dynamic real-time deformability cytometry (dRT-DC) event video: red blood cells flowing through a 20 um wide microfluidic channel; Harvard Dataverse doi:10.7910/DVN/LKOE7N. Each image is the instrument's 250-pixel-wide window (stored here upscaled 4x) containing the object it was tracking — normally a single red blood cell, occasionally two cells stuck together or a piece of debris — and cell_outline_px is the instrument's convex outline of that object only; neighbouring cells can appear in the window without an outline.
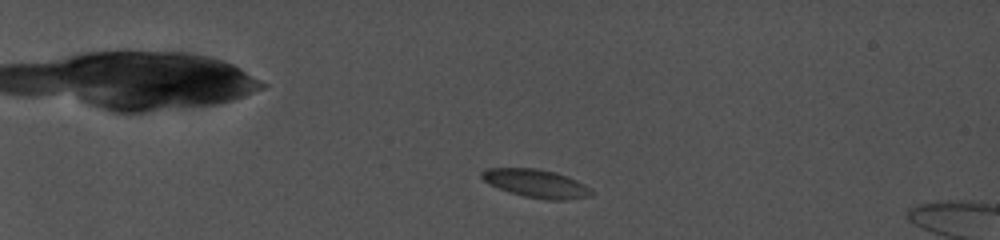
{"species": "common noctule bat (a hibernating species)", "species_latin": "Nyctalus noctula", "temperature_condition": "cold", "stored_images_in_passage": 53, "camera_frame_rate_fps": 5000, "um_per_image_px": 0.085, "animal": {"sex": "female", "body_mass_g": 19.0, "forearm_length_mm": 56.7}, "frame": {"image": 1, "passage_image": 9, "time_ms": 2.4, "image_size_px": [1000, 240], "cell_outline_px": [[596, 192], [592, 196], [564, 200], [548, 200], [524, 196], [508, 192], [488, 184], [480, 176], [480, 172], [488, 168], [536, 168], [556, 172], [568, 176], [592, 188]], "centroid_in_image_um": [45.6, 15.6], "position_along_channel_um": 39.4, "area_um2": 18.32}}
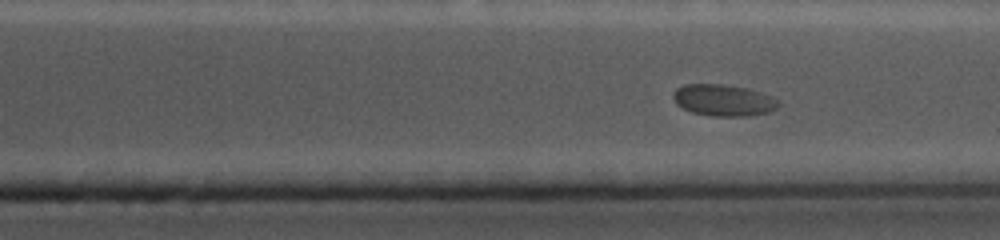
{"frame": {"image": 2, "passage_image": 48, "time_ms": 14.0, "image_size_px": [1000, 240], "cell_outline_px": [[780, 108], [768, 112], [752, 116], [712, 116], [692, 112], [676, 104], [672, 96], [672, 92], [676, 88], [684, 84], [720, 84], [744, 88], [772, 96], [780, 100]], "centroid_in_image_um": [61.51, 8.53], "position_along_channel_um": 349.9, "area_um2": 19.48}}
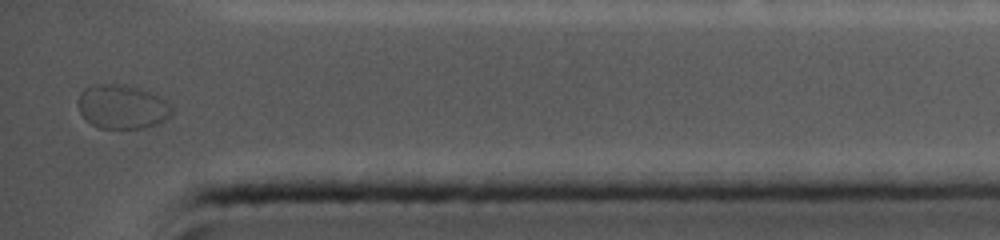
{"frame": {"image": 3, "passage_image": 53, "time_ms": 16.0, "image_size_px": [1000, 240], "cell_outline_px": [[172, 116], [160, 124], [144, 128], [100, 128], [84, 120], [76, 104], [76, 100], [80, 92], [84, 88], [96, 84], [116, 84], [136, 88], [148, 92], [172, 104]], "centroid_in_image_um": [10.36, 9.1], "position_along_channel_um": 424.8, "area_um2": 24.28}, "authors_computed_cell_mechanics": {"area_um2": 18.207, "velocity_mm_per_s": 3.7546, "shape_relaxation_time_tau1_ms": 2.3073, "shape_relaxation_time_tau2_ms": null, "deformation_change_tau1": 0.0643, "deformation_change_tau2": null}}